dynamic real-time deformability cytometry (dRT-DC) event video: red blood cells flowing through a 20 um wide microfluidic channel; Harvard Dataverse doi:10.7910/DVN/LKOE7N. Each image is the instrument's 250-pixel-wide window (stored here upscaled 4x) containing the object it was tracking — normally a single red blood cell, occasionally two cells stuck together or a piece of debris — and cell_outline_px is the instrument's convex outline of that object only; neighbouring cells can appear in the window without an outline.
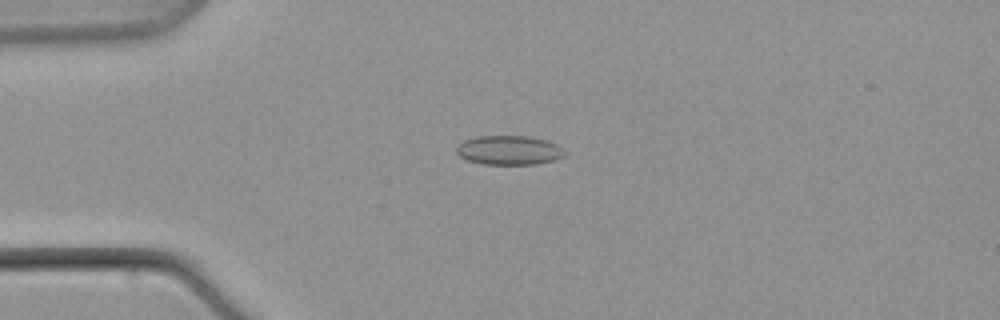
{"species": "common noctule bat (a hibernating species)", "species_latin": "Nyctalus noctula", "temperature_condition": "warm", "stored_images_in_passage": 6, "camera_frame_rate_fps": 3000, "um_per_image_px": 0.085, "animal": {"sex": "male", "body_mass_g": 21.5, "forearm_length_mm": 52.0}, "frame": {"image": 1, "passage_image": 5, "time_ms": 6.333, "image_size_px": [1000, 320], "cell_outline_px": [[568, 152], [564, 156], [552, 160], [536, 164], [480, 164], [468, 160], [460, 156], [456, 152], [456, 148], [464, 140], [476, 136], [528, 136], [548, 140], [564, 148]], "centroid_in_image_um": [43.3, 12.76], "position_along_channel_um": 41.7, "area_um2": 18.55}}